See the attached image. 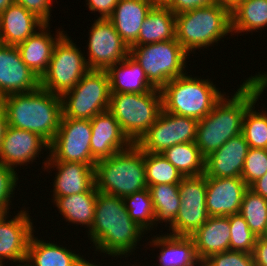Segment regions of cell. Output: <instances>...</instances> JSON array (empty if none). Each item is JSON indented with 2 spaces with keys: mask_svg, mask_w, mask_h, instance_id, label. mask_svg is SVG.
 <instances>
[{
  "mask_svg": "<svg viewBox=\"0 0 267 266\" xmlns=\"http://www.w3.org/2000/svg\"><path fill=\"white\" fill-rule=\"evenodd\" d=\"M244 81L232 98L223 95L210 113L198 120L195 143L205 158L242 133L247 109L258 101L267 87V73L258 72Z\"/></svg>",
  "mask_w": 267,
  "mask_h": 266,
  "instance_id": "obj_1",
  "label": "cell"
},
{
  "mask_svg": "<svg viewBox=\"0 0 267 266\" xmlns=\"http://www.w3.org/2000/svg\"><path fill=\"white\" fill-rule=\"evenodd\" d=\"M87 232L95 251L126 258L135 252L145 230L128 215L122 197L98 192L94 221Z\"/></svg>",
  "mask_w": 267,
  "mask_h": 266,
  "instance_id": "obj_2",
  "label": "cell"
},
{
  "mask_svg": "<svg viewBox=\"0 0 267 266\" xmlns=\"http://www.w3.org/2000/svg\"><path fill=\"white\" fill-rule=\"evenodd\" d=\"M1 100L8 126L36 133L49 144L52 142L63 115L60 95L40 87L29 93L11 94Z\"/></svg>",
  "mask_w": 267,
  "mask_h": 266,
  "instance_id": "obj_3",
  "label": "cell"
},
{
  "mask_svg": "<svg viewBox=\"0 0 267 266\" xmlns=\"http://www.w3.org/2000/svg\"><path fill=\"white\" fill-rule=\"evenodd\" d=\"M94 170L98 192L123 198L148 188L144 151L136 144L97 161Z\"/></svg>",
  "mask_w": 267,
  "mask_h": 266,
  "instance_id": "obj_4",
  "label": "cell"
},
{
  "mask_svg": "<svg viewBox=\"0 0 267 266\" xmlns=\"http://www.w3.org/2000/svg\"><path fill=\"white\" fill-rule=\"evenodd\" d=\"M176 40L189 54L231 34V12L218 4L175 15ZM204 47V48H203Z\"/></svg>",
  "mask_w": 267,
  "mask_h": 266,
  "instance_id": "obj_5",
  "label": "cell"
},
{
  "mask_svg": "<svg viewBox=\"0 0 267 266\" xmlns=\"http://www.w3.org/2000/svg\"><path fill=\"white\" fill-rule=\"evenodd\" d=\"M163 110L179 116L201 120L215 103L226 95L210 79L184 74L170 80L161 90Z\"/></svg>",
  "mask_w": 267,
  "mask_h": 266,
  "instance_id": "obj_6",
  "label": "cell"
},
{
  "mask_svg": "<svg viewBox=\"0 0 267 266\" xmlns=\"http://www.w3.org/2000/svg\"><path fill=\"white\" fill-rule=\"evenodd\" d=\"M162 109L160 90L146 93H111L109 111L133 144L151 127Z\"/></svg>",
  "mask_w": 267,
  "mask_h": 266,
  "instance_id": "obj_7",
  "label": "cell"
},
{
  "mask_svg": "<svg viewBox=\"0 0 267 266\" xmlns=\"http://www.w3.org/2000/svg\"><path fill=\"white\" fill-rule=\"evenodd\" d=\"M129 55L142 67L149 82L161 90L170 80L186 74L188 54L175 39L132 45Z\"/></svg>",
  "mask_w": 267,
  "mask_h": 266,
  "instance_id": "obj_8",
  "label": "cell"
},
{
  "mask_svg": "<svg viewBox=\"0 0 267 266\" xmlns=\"http://www.w3.org/2000/svg\"><path fill=\"white\" fill-rule=\"evenodd\" d=\"M110 97L107 71L89 70L71 90L61 96L63 116L91 120L109 110Z\"/></svg>",
  "mask_w": 267,
  "mask_h": 266,
  "instance_id": "obj_9",
  "label": "cell"
},
{
  "mask_svg": "<svg viewBox=\"0 0 267 266\" xmlns=\"http://www.w3.org/2000/svg\"><path fill=\"white\" fill-rule=\"evenodd\" d=\"M71 37L64 34L56 42L50 64L40 78V87L62 96L90 70L84 54Z\"/></svg>",
  "mask_w": 267,
  "mask_h": 266,
  "instance_id": "obj_10",
  "label": "cell"
},
{
  "mask_svg": "<svg viewBox=\"0 0 267 266\" xmlns=\"http://www.w3.org/2000/svg\"><path fill=\"white\" fill-rule=\"evenodd\" d=\"M92 128L88 119L67 118L62 115L54 139L49 144L46 161L79 162L95 165L90 140Z\"/></svg>",
  "mask_w": 267,
  "mask_h": 266,
  "instance_id": "obj_11",
  "label": "cell"
},
{
  "mask_svg": "<svg viewBox=\"0 0 267 266\" xmlns=\"http://www.w3.org/2000/svg\"><path fill=\"white\" fill-rule=\"evenodd\" d=\"M198 120L162 109L151 127L135 143L142 151L162 153L179 143L195 142Z\"/></svg>",
  "mask_w": 267,
  "mask_h": 266,
  "instance_id": "obj_12",
  "label": "cell"
},
{
  "mask_svg": "<svg viewBox=\"0 0 267 266\" xmlns=\"http://www.w3.org/2000/svg\"><path fill=\"white\" fill-rule=\"evenodd\" d=\"M180 207L169 234L174 236L193 235L210 217L206 208V176L183 177L179 183Z\"/></svg>",
  "mask_w": 267,
  "mask_h": 266,
  "instance_id": "obj_13",
  "label": "cell"
},
{
  "mask_svg": "<svg viewBox=\"0 0 267 266\" xmlns=\"http://www.w3.org/2000/svg\"><path fill=\"white\" fill-rule=\"evenodd\" d=\"M89 31L86 62L90 70L107 71L129 55L130 48L109 19H96Z\"/></svg>",
  "mask_w": 267,
  "mask_h": 266,
  "instance_id": "obj_14",
  "label": "cell"
},
{
  "mask_svg": "<svg viewBox=\"0 0 267 266\" xmlns=\"http://www.w3.org/2000/svg\"><path fill=\"white\" fill-rule=\"evenodd\" d=\"M40 88V78L22 61L17 46L0 43V99Z\"/></svg>",
  "mask_w": 267,
  "mask_h": 266,
  "instance_id": "obj_15",
  "label": "cell"
},
{
  "mask_svg": "<svg viewBox=\"0 0 267 266\" xmlns=\"http://www.w3.org/2000/svg\"><path fill=\"white\" fill-rule=\"evenodd\" d=\"M7 214L0 215V261L10 260L22 263L17 266H25L28 244L36 232L31 222L33 220L27 210H21L10 220Z\"/></svg>",
  "mask_w": 267,
  "mask_h": 266,
  "instance_id": "obj_16",
  "label": "cell"
},
{
  "mask_svg": "<svg viewBox=\"0 0 267 266\" xmlns=\"http://www.w3.org/2000/svg\"><path fill=\"white\" fill-rule=\"evenodd\" d=\"M43 147L49 150V143L40 135L7 126L0 147V163L14 170L17 165L27 166L37 160Z\"/></svg>",
  "mask_w": 267,
  "mask_h": 266,
  "instance_id": "obj_17",
  "label": "cell"
},
{
  "mask_svg": "<svg viewBox=\"0 0 267 266\" xmlns=\"http://www.w3.org/2000/svg\"><path fill=\"white\" fill-rule=\"evenodd\" d=\"M90 123L92 128L91 154L96 161L109 158L133 144L123 133L118 121L109 110L94 116Z\"/></svg>",
  "mask_w": 267,
  "mask_h": 266,
  "instance_id": "obj_18",
  "label": "cell"
},
{
  "mask_svg": "<svg viewBox=\"0 0 267 266\" xmlns=\"http://www.w3.org/2000/svg\"><path fill=\"white\" fill-rule=\"evenodd\" d=\"M248 186L241 177H206V208L209 216L239 213Z\"/></svg>",
  "mask_w": 267,
  "mask_h": 266,
  "instance_id": "obj_19",
  "label": "cell"
},
{
  "mask_svg": "<svg viewBox=\"0 0 267 266\" xmlns=\"http://www.w3.org/2000/svg\"><path fill=\"white\" fill-rule=\"evenodd\" d=\"M45 170L56 167L53 199L88 192L95 186V165L79 162L44 161ZM47 168V169H46Z\"/></svg>",
  "mask_w": 267,
  "mask_h": 266,
  "instance_id": "obj_20",
  "label": "cell"
},
{
  "mask_svg": "<svg viewBox=\"0 0 267 266\" xmlns=\"http://www.w3.org/2000/svg\"><path fill=\"white\" fill-rule=\"evenodd\" d=\"M249 144L243 134L230 138L223 146L205 158L206 177H241Z\"/></svg>",
  "mask_w": 267,
  "mask_h": 266,
  "instance_id": "obj_21",
  "label": "cell"
},
{
  "mask_svg": "<svg viewBox=\"0 0 267 266\" xmlns=\"http://www.w3.org/2000/svg\"><path fill=\"white\" fill-rule=\"evenodd\" d=\"M45 23L18 3L0 13V43L17 46Z\"/></svg>",
  "mask_w": 267,
  "mask_h": 266,
  "instance_id": "obj_22",
  "label": "cell"
},
{
  "mask_svg": "<svg viewBox=\"0 0 267 266\" xmlns=\"http://www.w3.org/2000/svg\"><path fill=\"white\" fill-rule=\"evenodd\" d=\"M154 5L151 0H119L108 18L129 48L138 40L141 25Z\"/></svg>",
  "mask_w": 267,
  "mask_h": 266,
  "instance_id": "obj_23",
  "label": "cell"
},
{
  "mask_svg": "<svg viewBox=\"0 0 267 266\" xmlns=\"http://www.w3.org/2000/svg\"><path fill=\"white\" fill-rule=\"evenodd\" d=\"M49 26L50 24L45 23L28 39L17 45L22 61L39 78L46 72L50 64L53 48L59 38L64 34V31L57 30L56 36L53 37L49 30L50 28H48Z\"/></svg>",
  "mask_w": 267,
  "mask_h": 266,
  "instance_id": "obj_24",
  "label": "cell"
},
{
  "mask_svg": "<svg viewBox=\"0 0 267 266\" xmlns=\"http://www.w3.org/2000/svg\"><path fill=\"white\" fill-rule=\"evenodd\" d=\"M229 216H210L190 237L201 262L209 256L230 250Z\"/></svg>",
  "mask_w": 267,
  "mask_h": 266,
  "instance_id": "obj_25",
  "label": "cell"
},
{
  "mask_svg": "<svg viewBox=\"0 0 267 266\" xmlns=\"http://www.w3.org/2000/svg\"><path fill=\"white\" fill-rule=\"evenodd\" d=\"M149 241L153 247H159L158 266H202L199 260L194 241L191 237L164 234L153 236ZM156 237V238H155Z\"/></svg>",
  "mask_w": 267,
  "mask_h": 266,
  "instance_id": "obj_26",
  "label": "cell"
},
{
  "mask_svg": "<svg viewBox=\"0 0 267 266\" xmlns=\"http://www.w3.org/2000/svg\"><path fill=\"white\" fill-rule=\"evenodd\" d=\"M107 73L111 93H146L159 90L149 82L142 67L130 55L112 65Z\"/></svg>",
  "mask_w": 267,
  "mask_h": 266,
  "instance_id": "obj_27",
  "label": "cell"
},
{
  "mask_svg": "<svg viewBox=\"0 0 267 266\" xmlns=\"http://www.w3.org/2000/svg\"><path fill=\"white\" fill-rule=\"evenodd\" d=\"M176 38L175 14L166 6L155 4L141 25L133 45H145Z\"/></svg>",
  "mask_w": 267,
  "mask_h": 266,
  "instance_id": "obj_28",
  "label": "cell"
},
{
  "mask_svg": "<svg viewBox=\"0 0 267 266\" xmlns=\"http://www.w3.org/2000/svg\"><path fill=\"white\" fill-rule=\"evenodd\" d=\"M83 256L58 244L40 240L32 234L25 266H76Z\"/></svg>",
  "mask_w": 267,
  "mask_h": 266,
  "instance_id": "obj_29",
  "label": "cell"
},
{
  "mask_svg": "<svg viewBox=\"0 0 267 266\" xmlns=\"http://www.w3.org/2000/svg\"><path fill=\"white\" fill-rule=\"evenodd\" d=\"M97 194L94 186L88 192L56 198L53 203L66 222L82 224L89 231L94 221Z\"/></svg>",
  "mask_w": 267,
  "mask_h": 266,
  "instance_id": "obj_30",
  "label": "cell"
},
{
  "mask_svg": "<svg viewBox=\"0 0 267 266\" xmlns=\"http://www.w3.org/2000/svg\"><path fill=\"white\" fill-rule=\"evenodd\" d=\"M267 27V0H242L231 12V31L242 33Z\"/></svg>",
  "mask_w": 267,
  "mask_h": 266,
  "instance_id": "obj_31",
  "label": "cell"
},
{
  "mask_svg": "<svg viewBox=\"0 0 267 266\" xmlns=\"http://www.w3.org/2000/svg\"><path fill=\"white\" fill-rule=\"evenodd\" d=\"M161 155L174 165L183 177L204 174L205 157L195 142L176 144L165 149Z\"/></svg>",
  "mask_w": 267,
  "mask_h": 266,
  "instance_id": "obj_32",
  "label": "cell"
},
{
  "mask_svg": "<svg viewBox=\"0 0 267 266\" xmlns=\"http://www.w3.org/2000/svg\"><path fill=\"white\" fill-rule=\"evenodd\" d=\"M148 189L152 198L156 226L161 222L171 225L178 215L181 203L179 184H157L149 186Z\"/></svg>",
  "mask_w": 267,
  "mask_h": 266,
  "instance_id": "obj_33",
  "label": "cell"
},
{
  "mask_svg": "<svg viewBox=\"0 0 267 266\" xmlns=\"http://www.w3.org/2000/svg\"><path fill=\"white\" fill-rule=\"evenodd\" d=\"M145 174L148 187L157 184H179L180 172L160 153L144 152Z\"/></svg>",
  "mask_w": 267,
  "mask_h": 266,
  "instance_id": "obj_34",
  "label": "cell"
},
{
  "mask_svg": "<svg viewBox=\"0 0 267 266\" xmlns=\"http://www.w3.org/2000/svg\"><path fill=\"white\" fill-rule=\"evenodd\" d=\"M239 213L254 235L260 237L267 223V200L248 187L244 193Z\"/></svg>",
  "mask_w": 267,
  "mask_h": 266,
  "instance_id": "obj_35",
  "label": "cell"
},
{
  "mask_svg": "<svg viewBox=\"0 0 267 266\" xmlns=\"http://www.w3.org/2000/svg\"><path fill=\"white\" fill-rule=\"evenodd\" d=\"M128 215L145 231L156 227L155 212L149 189L122 198Z\"/></svg>",
  "mask_w": 267,
  "mask_h": 266,
  "instance_id": "obj_36",
  "label": "cell"
},
{
  "mask_svg": "<svg viewBox=\"0 0 267 266\" xmlns=\"http://www.w3.org/2000/svg\"><path fill=\"white\" fill-rule=\"evenodd\" d=\"M255 104L244 115L242 134L250 148L267 149V112H258Z\"/></svg>",
  "mask_w": 267,
  "mask_h": 266,
  "instance_id": "obj_37",
  "label": "cell"
},
{
  "mask_svg": "<svg viewBox=\"0 0 267 266\" xmlns=\"http://www.w3.org/2000/svg\"><path fill=\"white\" fill-rule=\"evenodd\" d=\"M230 222V250L253 253L257 237L249 228L240 213L229 216Z\"/></svg>",
  "mask_w": 267,
  "mask_h": 266,
  "instance_id": "obj_38",
  "label": "cell"
},
{
  "mask_svg": "<svg viewBox=\"0 0 267 266\" xmlns=\"http://www.w3.org/2000/svg\"><path fill=\"white\" fill-rule=\"evenodd\" d=\"M267 173V149L249 148L241 178L249 187L258 178Z\"/></svg>",
  "mask_w": 267,
  "mask_h": 266,
  "instance_id": "obj_39",
  "label": "cell"
},
{
  "mask_svg": "<svg viewBox=\"0 0 267 266\" xmlns=\"http://www.w3.org/2000/svg\"><path fill=\"white\" fill-rule=\"evenodd\" d=\"M202 266H255V263L251 253L228 250L209 256Z\"/></svg>",
  "mask_w": 267,
  "mask_h": 266,
  "instance_id": "obj_40",
  "label": "cell"
},
{
  "mask_svg": "<svg viewBox=\"0 0 267 266\" xmlns=\"http://www.w3.org/2000/svg\"><path fill=\"white\" fill-rule=\"evenodd\" d=\"M17 172L9 167L0 163V211L2 213H8L10 209L11 198L16 184L18 183Z\"/></svg>",
  "mask_w": 267,
  "mask_h": 266,
  "instance_id": "obj_41",
  "label": "cell"
},
{
  "mask_svg": "<svg viewBox=\"0 0 267 266\" xmlns=\"http://www.w3.org/2000/svg\"><path fill=\"white\" fill-rule=\"evenodd\" d=\"M26 10L35 14L44 23H50L52 0H14Z\"/></svg>",
  "mask_w": 267,
  "mask_h": 266,
  "instance_id": "obj_42",
  "label": "cell"
},
{
  "mask_svg": "<svg viewBox=\"0 0 267 266\" xmlns=\"http://www.w3.org/2000/svg\"><path fill=\"white\" fill-rule=\"evenodd\" d=\"M216 4V0H169L165 5L176 15Z\"/></svg>",
  "mask_w": 267,
  "mask_h": 266,
  "instance_id": "obj_43",
  "label": "cell"
},
{
  "mask_svg": "<svg viewBox=\"0 0 267 266\" xmlns=\"http://www.w3.org/2000/svg\"><path fill=\"white\" fill-rule=\"evenodd\" d=\"M88 5V8L90 11L99 12L100 17L102 19H108L111 14L113 13V10L115 6L118 4L119 0H86Z\"/></svg>",
  "mask_w": 267,
  "mask_h": 266,
  "instance_id": "obj_44",
  "label": "cell"
},
{
  "mask_svg": "<svg viewBox=\"0 0 267 266\" xmlns=\"http://www.w3.org/2000/svg\"><path fill=\"white\" fill-rule=\"evenodd\" d=\"M253 259L255 266H267V239L257 237L253 249Z\"/></svg>",
  "mask_w": 267,
  "mask_h": 266,
  "instance_id": "obj_45",
  "label": "cell"
},
{
  "mask_svg": "<svg viewBox=\"0 0 267 266\" xmlns=\"http://www.w3.org/2000/svg\"><path fill=\"white\" fill-rule=\"evenodd\" d=\"M249 188L267 200V173L253 182Z\"/></svg>",
  "mask_w": 267,
  "mask_h": 266,
  "instance_id": "obj_46",
  "label": "cell"
},
{
  "mask_svg": "<svg viewBox=\"0 0 267 266\" xmlns=\"http://www.w3.org/2000/svg\"><path fill=\"white\" fill-rule=\"evenodd\" d=\"M7 126L8 124H7L5 108L2 103V100L0 99V147H1V143H2Z\"/></svg>",
  "mask_w": 267,
  "mask_h": 266,
  "instance_id": "obj_47",
  "label": "cell"
},
{
  "mask_svg": "<svg viewBox=\"0 0 267 266\" xmlns=\"http://www.w3.org/2000/svg\"><path fill=\"white\" fill-rule=\"evenodd\" d=\"M242 0H216V4L227 8L230 12L241 2Z\"/></svg>",
  "mask_w": 267,
  "mask_h": 266,
  "instance_id": "obj_48",
  "label": "cell"
},
{
  "mask_svg": "<svg viewBox=\"0 0 267 266\" xmlns=\"http://www.w3.org/2000/svg\"><path fill=\"white\" fill-rule=\"evenodd\" d=\"M14 2V0H0V13L6 10Z\"/></svg>",
  "mask_w": 267,
  "mask_h": 266,
  "instance_id": "obj_49",
  "label": "cell"
},
{
  "mask_svg": "<svg viewBox=\"0 0 267 266\" xmlns=\"http://www.w3.org/2000/svg\"><path fill=\"white\" fill-rule=\"evenodd\" d=\"M96 263H90L89 260L87 261L86 259H84L82 257V259L76 264V266H99L100 264L98 265H95ZM101 266V265H100Z\"/></svg>",
  "mask_w": 267,
  "mask_h": 266,
  "instance_id": "obj_50",
  "label": "cell"
},
{
  "mask_svg": "<svg viewBox=\"0 0 267 266\" xmlns=\"http://www.w3.org/2000/svg\"><path fill=\"white\" fill-rule=\"evenodd\" d=\"M154 4L165 5L169 0H151Z\"/></svg>",
  "mask_w": 267,
  "mask_h": 266,
  "instance_id": "obj_51",
  "label": "cell"
},
{
  "mask_svg": "<svg viewBox=\"0 0 267 266\" xmlns=\"http://www.w3.org/2000/svg\"><path fill=\"white\" fill-rule=\"evenodd\" d=\"M260 237H263V238L267 239V223H266L265 230H264L263 234Z\"/></svg>",
  "mask_w": 267,
  "mask_h": 266,
  "instance_id": "obj_52",
  "label": "cell"
}]
</instances>
